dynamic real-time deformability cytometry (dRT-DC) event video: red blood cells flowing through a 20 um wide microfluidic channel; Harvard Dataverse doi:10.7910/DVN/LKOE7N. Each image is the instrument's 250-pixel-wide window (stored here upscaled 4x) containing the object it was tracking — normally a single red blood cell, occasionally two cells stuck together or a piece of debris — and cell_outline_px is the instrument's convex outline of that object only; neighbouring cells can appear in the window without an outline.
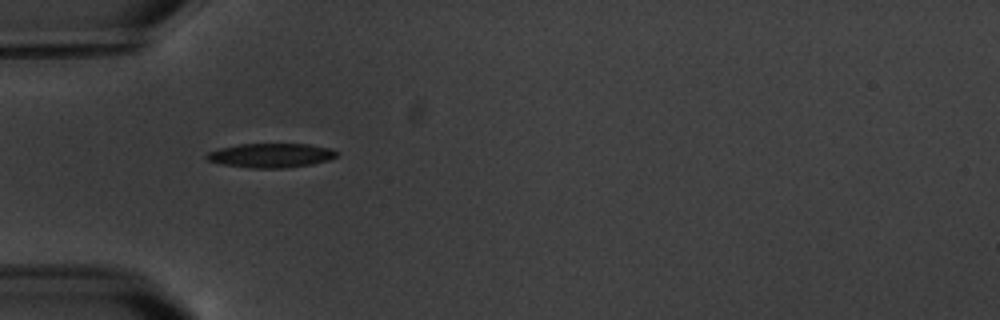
{"species": "common noctule bat (a hibernating species)", "species_latin": "Nyctalus noctula", "temperature_condition": "warm", "stored_images_in_passage": 5, "camera_frame_rate_fps": 3000, "um_per_image_px": 0.085, "animal": {"sex": "male", "body_mass_g": 20.1, "forearm_length_mm": 53.5}, "frame": {"image": 1, "passage_image": 4, "time_ms": 4.667, "image_size_px": [1000, 320], "cell_outline_px": [[340, 152], [336, 156], [328, 160], [312, 164], [288, 168], [248, 168], [220, 164], [208, 160], [204, 156], [208, 152], [220, 148], [240, 144], [308, 144], [332, 148]], "centroid_in_image_um": [23.04, 13.21], "position_along_channel_um": 62.0, "area_um2": 18.55}}